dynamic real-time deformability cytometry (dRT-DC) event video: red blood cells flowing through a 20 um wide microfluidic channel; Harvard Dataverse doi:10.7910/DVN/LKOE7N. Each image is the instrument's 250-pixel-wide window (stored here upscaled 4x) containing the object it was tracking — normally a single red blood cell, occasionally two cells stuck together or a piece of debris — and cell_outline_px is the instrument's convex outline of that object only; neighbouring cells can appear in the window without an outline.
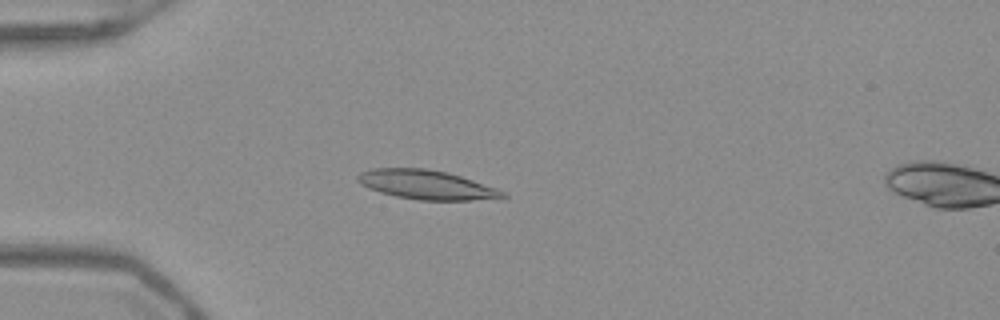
{"species": "Egyptian fruit bat (a non-hibernating species)", "species_latin": "Rousettus aegyptiacus", "temperature_condition": "warm", "stored_images_in_passage": 17, "camera_frame_rate_fps": 3000, "um_per_image_px": 0.085, "frame": {"image": 1, "passage_image": 15, "time_ms": 4.667, "image_size_px": [1000, 320], "cell_outline_px": [[508, 196], [468, 200], [420, 200], [396, 196], [380, 192], [368, 188], [360, 184], [356, 180], [356, 176], [360, 172], [372, 168], [424, 168], [448, 172], [496, 188], [504, 192]], "centroid_in_image_um": [36.16, 15.69], "position_along_channel_um": 48.8, "area_um2": 24.45}}